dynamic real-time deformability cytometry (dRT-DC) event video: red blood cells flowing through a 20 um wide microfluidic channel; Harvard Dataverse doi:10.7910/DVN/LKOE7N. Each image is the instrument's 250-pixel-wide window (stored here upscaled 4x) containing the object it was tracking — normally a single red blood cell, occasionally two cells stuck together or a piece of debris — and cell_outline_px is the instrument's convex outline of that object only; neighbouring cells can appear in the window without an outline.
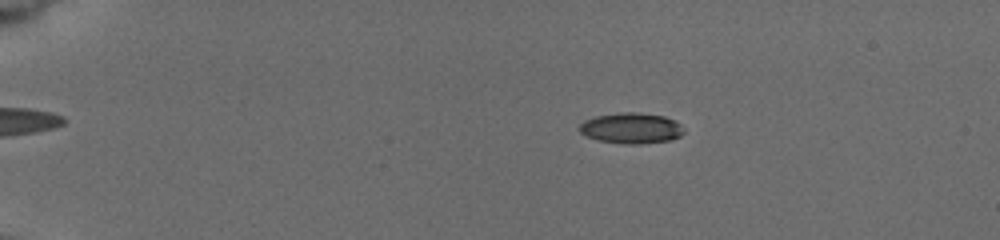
{"species": "common noctule bat (a hibernating species)", "species_latin": "Nyctalus noctula", "temperature_condition": "cold", "stored_images_in_passage": 44, "camera_frame_rate_fps": 3000, "um_per_image_px": 0.085, "animal": {"sex": "female", "body_mass_g": 19.5, "forearm_length_mm": 54.1}, "frame": {"image": 1, "passage_image": 15, "time_ms": 4.0, "image_size_px": [1000, 240], "cell_outline_px": [[684, 132], [680, 136], [672, 140], [640, 144], [624, 144], [600, 140], [588, 136], [580, 132], [580, 124], [584, 120], [596, 116], [620, 112], [636, 112], [664, 116], [680, 124], [684, 128]], "centroid_in_image_um": [53.68, 10.89], "position_along_channel_um": 31.3, "area_um2": 18.61}}
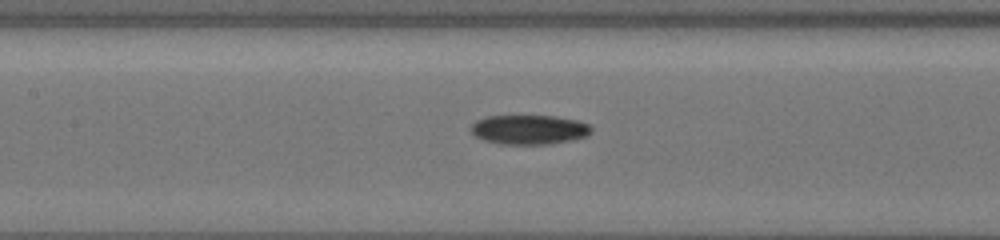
{"frame": {"image": 2, "passage_image": 32, "time_ms": 9.667, "image_size_px": [1000, 240], "cell_outline_px": [[592, 132], [588, 136], [572, 140], [552, 144], [500, 144], [484, 140], [476, 136], [468, 128], [476, 120], [488, 116], [556, 116], [576, 120], [592, 124]], "centroid_in_image_um": [45.01, 11.02], "position_along_channel_um": 162.4, "area_um2": 20.92}}
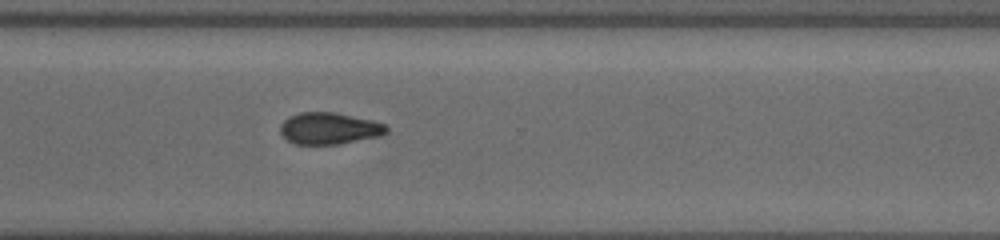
{"frame": {"image": 3, "passage_image": 44, "time_ms": 14.333, "image_size_px": [1000, 240], "cell_outline_px": [[388, 132], [376, 136], [340, 144], [296, 144], [288, 140], [280, 132], [280, 124], [288, 116], [300, 112], [336, 112], [372, 120], [384, 124], [388, 128]], "centroid_in_image_um": [27.95, 10.9], "position_along_channel_um": 342.6, "area_um2": 19.54}}